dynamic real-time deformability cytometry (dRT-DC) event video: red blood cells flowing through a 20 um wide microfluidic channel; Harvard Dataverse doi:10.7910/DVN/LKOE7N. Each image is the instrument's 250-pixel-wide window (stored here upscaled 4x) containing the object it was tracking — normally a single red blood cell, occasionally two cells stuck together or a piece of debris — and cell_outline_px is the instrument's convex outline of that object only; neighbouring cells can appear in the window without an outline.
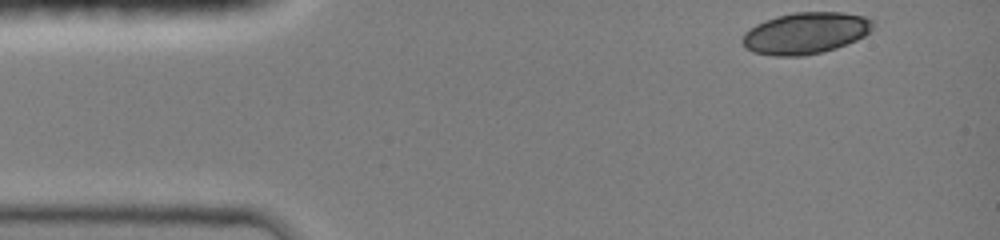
{"species": "common noctule bat (a hibernating species)", "species_latin": "Nyctalus noctula", "temperature_condition": "room temperature", "stored_images_in_passage": 50, "camera_frame_rate_fps": 3000, "um_per_image_px": 0.085, "animal": {"sex": "female", "body_mass_g": 19.0, "forearm_length_mm": 51.5}, "frame": {"image": 1, "passage_image": 1, "time_ms": 0.0, "image_size_px": [1000, 240], "cell_outline_px": [[876, 24], [864, 36], [856, 40], [836, 48], [804, 56], [776, 56], [752, 52], [744, 48], [740, 40], [744, 32], [756, 24], [764, 20], [776, 16], [792, 12], [840, 12], [864, 16], [872, 20]], "centroid_in_image_um": [68.43, 2.81], "position_along_channel_um": 16.6, "area_um2": 31.85}}